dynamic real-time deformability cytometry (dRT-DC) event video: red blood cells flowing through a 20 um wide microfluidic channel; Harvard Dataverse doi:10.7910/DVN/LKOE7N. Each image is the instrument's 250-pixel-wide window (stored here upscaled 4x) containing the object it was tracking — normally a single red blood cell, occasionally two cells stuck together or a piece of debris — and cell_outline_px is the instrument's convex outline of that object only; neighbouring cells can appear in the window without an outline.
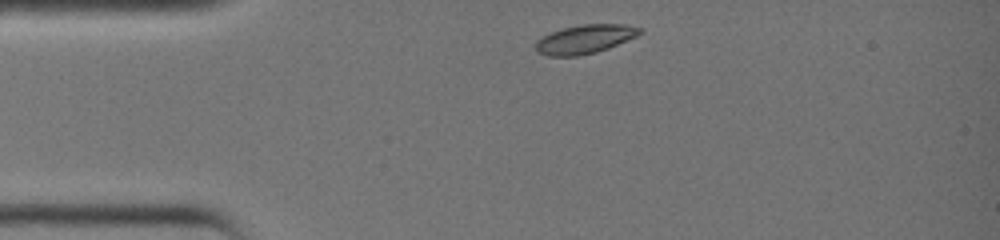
{"species": "common noctule bat (a hibernating species)", "species_latin": "Nyctalus noctula", "temperature_condition": "warm", "stored_images_in_passage": 26, "camera_frame_rate_fps": 3000, "um_per_image_px": 0.085, "animal": {"sex": "female", "body_mass_g": 19.0, "forearm_length_mm": 51.5}, "frame": {"image": 1, "passage_image": 1, "time_ms": 0.0, "image_size_px": [1000, 240], "cell_outline_px": [[644, 32], [636, 36], [608, 48], [596, 52], [576, 56], [548, 56], [536, 52], [536, 40], [552, 32], [564, 28], [580, 24], [624, 24], [644, 28]], "centroid_in_image_um": [49.74, 3.32], "position_along_channel_um": 35.3, "area_um2": 17.46}}
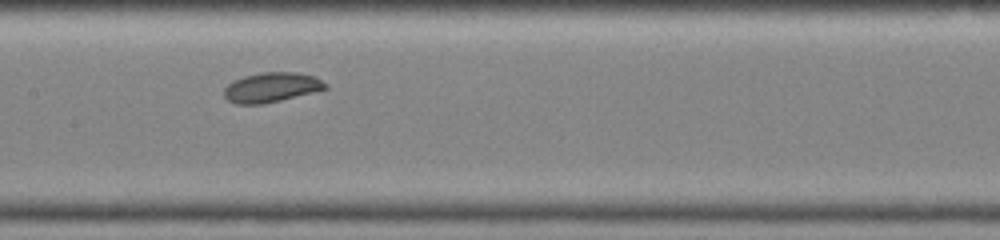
{"frame": {"image": 2, "passage_image": 12, "time_ms": 3.667, "image_size_px": [1000, 240], "cell_outline_px": [[328, 88], [264, 104], [236, 104], [228, 100], [224, 96], [224, 88], [232, 80], [244, 76], [260, 72], [296, 72], [312, 76], [328, 84]], "centroid_in_image_um": [23.03, 7.42], "position_along_channel_um": 184.4, "area_um2": 17.46}}
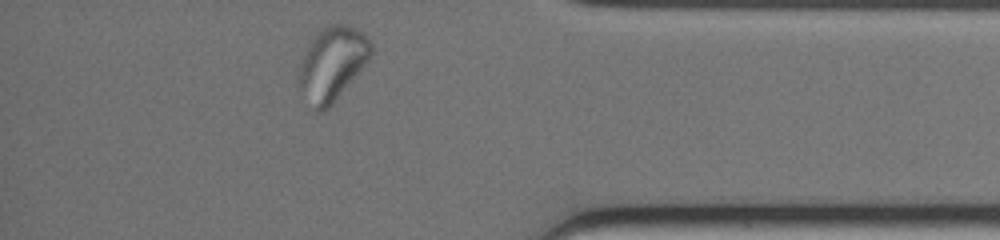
{"frame": {"image": 3, "passage_image": 26, "time_ms": 8.333, "image_size_px": [1000, 240], "cell_outline_px": [[372, 52], [368, 60], [332, 104], [324, 112], [316, 112], [300, 88], [300, 64], [304, 52], [308, 44], [316, 32], [328, 24], [348, 24], [356, 28], [372, 44]], "centroid_in_image_um": [28.23, 5.38], "position_along_channel_um": 407.0, "area_um2": 30.4}}